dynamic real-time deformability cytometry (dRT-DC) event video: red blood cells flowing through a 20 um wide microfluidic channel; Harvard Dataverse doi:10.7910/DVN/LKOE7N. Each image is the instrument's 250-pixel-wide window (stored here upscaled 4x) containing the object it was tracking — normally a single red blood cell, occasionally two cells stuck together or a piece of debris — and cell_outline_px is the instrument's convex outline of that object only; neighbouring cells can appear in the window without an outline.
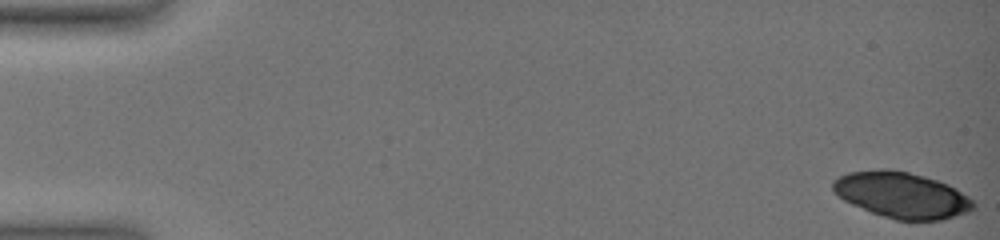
{"species": "common noctule bat (a hibernating species)", "species_latin": "Nyctalus noctula", "temperature_condition": "warm", "stored_images_in_passage": 12, "camera_frame_rate_fps": 3000, "um_per_image_px": 0.085, "animal": {"sex": "female", "body_mass_g": 19.0, "forearm_length_mm": 51.5}, "frame": {"image": 1, "passage_image": 1, "time_ms": 0.0, "image_size_px": [1000, 240], "cell_outline_px": [[976, 208], [968, 212], [940, 220], [896, 220], [872, 212], [852, 204], [844, 200], [832, 192], [832, 180], [848, 172], [880, 168], [888, 168], [908, 172], [924, 176], [948, 184], [956, 188], [968, 196], [976, 204]], "centroid_in_image_um": [76.64, 16.56], "position_along_channel_um": 8.4, "area_um2": 37.74}}